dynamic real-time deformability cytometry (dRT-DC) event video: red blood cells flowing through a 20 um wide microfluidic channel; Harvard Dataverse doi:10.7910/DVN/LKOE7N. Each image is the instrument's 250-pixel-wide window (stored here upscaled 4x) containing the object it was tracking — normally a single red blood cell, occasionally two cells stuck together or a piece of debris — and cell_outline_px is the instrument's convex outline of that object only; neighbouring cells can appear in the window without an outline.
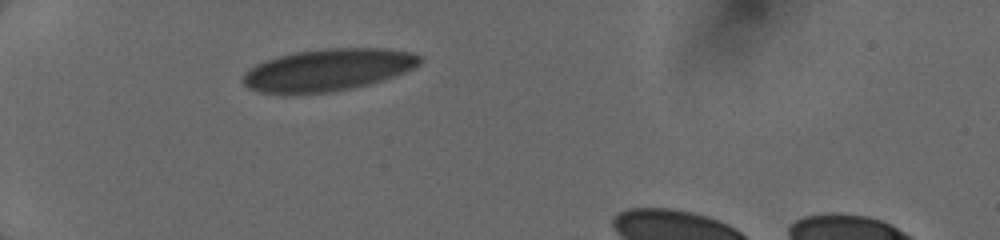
{"species": "human", "species_latin": "Homo sapiens", "temperature_condition": "cold", "stored_images_in_passage": 3, "camera_frame_rate_fps": 3000, "um_per_image_px": 0.085, "donor": {"sex": "female"}, "frame": {"image": 1, "passage_image": 1, "time_ms": 0.0, "image_size_px": [1000, 240], "cell_outline_px": [[420, 64], [404, 72], [368, 84], [352, 88], [328, 92], [288, 96], [260, 92], [248, 88], [240, 80], [240, 76], [244, 72], [256, 64], [264, 60], [276, 56], [296, 52], [324, 48], [384, 48], [412, 52], [420, 56]], "centroid_in_image_um": [27.76, 5.96], "position_along_channel_um": 57.2, "area_um2": 43.93}}